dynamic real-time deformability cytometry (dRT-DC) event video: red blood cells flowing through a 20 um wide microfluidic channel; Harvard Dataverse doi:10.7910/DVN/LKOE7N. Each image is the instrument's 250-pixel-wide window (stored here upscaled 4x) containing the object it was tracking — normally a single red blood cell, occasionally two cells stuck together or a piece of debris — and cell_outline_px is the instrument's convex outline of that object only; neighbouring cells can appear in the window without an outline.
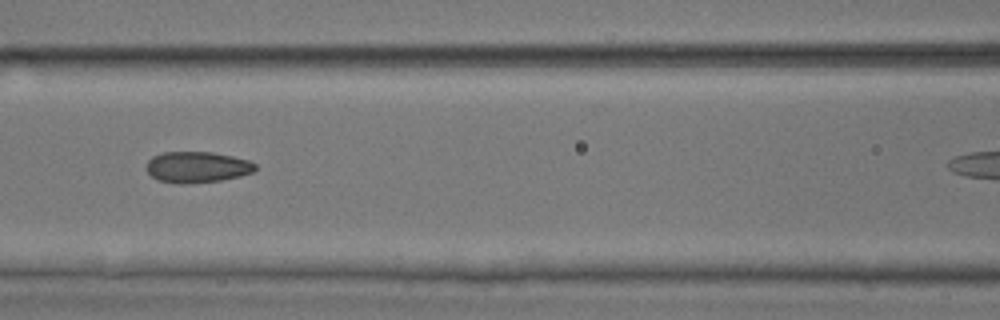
{"species": "common noctule bat (a hibernating species)", "species_latin": "Nyctalus noctula", "temperature_condition": "room temperature", "stored_images_in_passage": 5, "camera_frame_rate_fps": 3000, "um_per_image_px": 0.085, "animal": {"sex": "male", "body_mass_g": 17.9, "forearm_length_mm": 54.2}, "frame": {"image": 1, "passage_image": 4, "time_ms": 1.0, "image_size_px": [1000, 320], "cell_outline_px": [[256, 168], [252, 172], [240, 176], [220, 180], [192, 184], [180, 184], [156, 180], [148, 172], [148, 160], [152, 156], [164, 152], [212, 152], [232, 156], [248, 160], [256, 164]], "centroid_in_image_um": [16.75, 14.21], "position_along_channel_um": 149.9, "area_um2": 19.71}}